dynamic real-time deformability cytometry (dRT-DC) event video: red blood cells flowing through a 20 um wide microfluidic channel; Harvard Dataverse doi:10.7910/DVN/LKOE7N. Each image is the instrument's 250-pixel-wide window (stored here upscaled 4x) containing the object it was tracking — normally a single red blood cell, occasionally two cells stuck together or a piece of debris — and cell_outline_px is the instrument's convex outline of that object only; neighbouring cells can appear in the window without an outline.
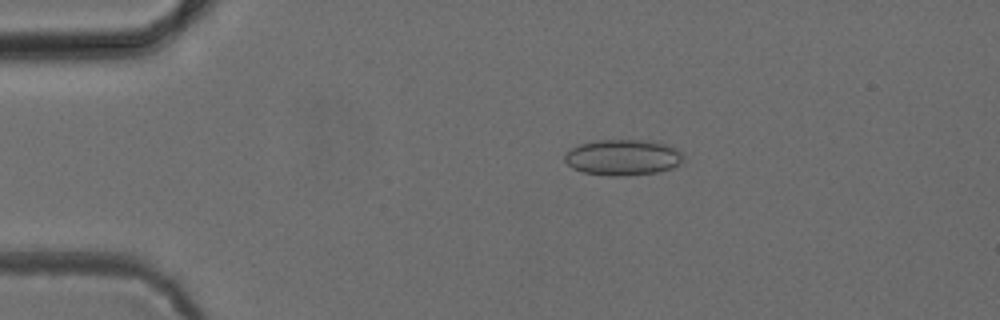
{"species": "common noctule bat (a hibernating species)", "species_latin": "Nyctalus noctula", "temperature_condition": "cold", "stored_images_in_passage": 5, "camera_frame_rate_fps": 3000, "um_per_image_px": 0.085, "animal": {"sex": "female", "body_mass_g": 24.6, "forearm_length_mm": 56.2}, "frame": {"image": 1, "passage_image": 2, "time_ms": 1.333, "image_size_px": [1000, 320], "cell_outline_px": [[684, 156], [680, 164], [672, 168], [656, 172], [620, 176], [608, 176], [584, 172], [572, 168], [564, 160], [564, 156], [572, 148], [580, 144], [596, 140], [652, 140], [668, 144], [684, 152]], "centroid_in_image_um": [52.99, 13.37], "position_along_channel_um": 32.0, "area_um2": 24.97}}
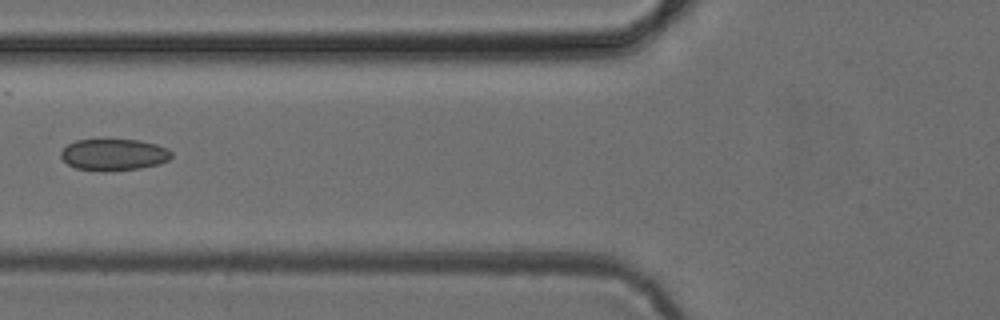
{"frame": {"image": 2, "passage_image": 5, "time_ms": 4.667, "image_size_px": [1000, 320], "cell_outline_px": [[172, 156], [168, 160], [160, 164], [140, 168], [104, 172], [100, 172], [76, 168], [68, 164], [60, 156], [60, 152], [68, 144], [76, 140], [140, 140], [156, 144], [168, 148], [172, 152]], "centroid_in_image_um": [9.69, 13.16], "position_along_channel_um": 116.1, "area_um2": 20.52}}